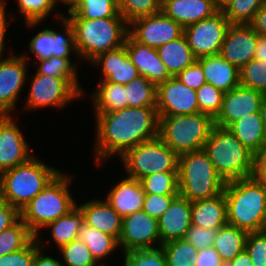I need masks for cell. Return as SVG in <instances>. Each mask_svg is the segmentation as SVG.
Instances as JSON below:
<instances>
[{"instance_id": "cell-1", "label": "cell", "mask_w": 266, "mask_h": 266, "mask_svg": "<svg viewBox=\"0 0 266 266\" xmlns=\"http://www.w3.org/2000/svg\"><path fill=\"white\" fill-rule=\"evenodd\" d=\"M94 165L105 166L128 149L158 137L159 115L156 107H125L95 113Z\"/></svg>"}, {"instance_id": "cell-2", "label": "cell", "mask_w": 266, "mask_h": 266, "mask_svg": "<svg viewBox=\"0 0 266 266\" xmlns=\"http://www.w3.org/2000/svg\"><path fill=\"white\" fill-rule=\"evenodd\" d=\"M227 224L249 232L263 231L266 189L252 176L226 182Z\"/></svg>"}, {"instance_id": "cell-3", "label": "cell", "mask_w": 266, "mask_h": 266, "mask_svg": "<svg viewBox=\"0 0 266 266\" xmlns=\"http://www.w3.org/2000/svg\"><path fill=\"white\" fill-rule=\"evenodd\" d=\"M76 175L62 170L40 193H38L21 211V219L36 236H43L42 229L66 215L78 200L70 190ZM71 186V187H70Z\"/></svg>"}, {"instance_id": "cell-4", "label": "cell", "mask_w": 266, "mask_h": 266, "mask_svg": "<svg viewBox=\"0 0 266 266\" xmlns=\"http://www.w3.org/2000/svg\"><path fill=\"white\" fill-rule=\"evenodd\" d=\"M35 154L27 162L0 174V199L21 211L62 170Z\"/></svg>"}, {"instance_id": "cell-5", "label": "cell", "mask_w": 266, "mask_h": 266, "mask_svg": "<svg viewBox=\"0 0 266 266\" xmlns=\"http://www.w3.org/2000/svg\"><path fill=\"white\" fill-rule=\"evenodd\" d=\"M68 19L74 28L77 55L86 64L102 53L123 46L128 34V23L123 17Z\"/></svg>"}, {"instance_id": "cell-6", "label": "cell", "mask_w": 266, "mask_h": 266, "mask_svg": "<svg viewBox=\"0 0 266 266\" xmlns=\"http://www.w3.org/2000/svg\"><path fill=\"white\" fill-rule=\"evenodd\" d=\"M203 150L225 182L252 176L254 154L227 128L215 125Z\"/></svg>"}, {"instance_id": "cell-7", "label": "cell", "mask_w": 266, "mask_h": 266, "mask_svg": "<svg viewBox=\"0 0 266 266\" xmlns=\"http://www.w3.org/2000/svg\"><path fill=\"white\" fill-rule=\"evenodd\" d=\"M178 179L179 195L191 202L219 195L226 185L203 149L179 155Z\"/></svg>"}, {"instance_id": "cell-8", "label": "cell", "mask_w": 266, "mask_h": 266, "mask_svg": "<svg viewBox=\"0 0 266 266\" xmlns=\"http://www.w3.org/2000/svg\"><path fill=\"white\" fill-rule=\"evenodd\" d=\"M215 126L205 113L159 116L158 137L178 155L203 149Z\"/></svg>"}, {"instance_id": "cell-9", "label": "cell", "mask_w": 266, "mask_h": 266, "mask_svg": "<svg viewBox=\"0 0 266 266\" xmlns=\"http://www.w3.org/2000/svg\"><path fill=\"white\" fill-rule=\"evenodd\" d=\"M33 76H27L26 85L29 84L27 97L21 105L22 111H38L39 109L52 108L57 111L66 109L68 104L76 99H81L86 88H82L79 79H64L63 77H53L40 75L36 71ZM30 80V81H29ZM29 82V83H28ZM24 109V110H23Z\"/></svg>"}, {"instance_id": "cell-10", "label": "cell", "mask_w": 266, "mask_h": 266, "mask_svg": "<svg viewBox=\"0 0 266 266\" xmlns=\"http://www.w3.org/2000/svg\"><path fill=\"white\" fill-rule=\"evenodd\" d=\"M119 160L125 176L139 181L153 173L178 172L179 155L159 137L128 149Z\"/></svg>"}, {"instance_id": "cell-11", "label": "cell", "mask_w": 266, "mask_h": 266, "mask_svg": "<svg viewBox=\"0 0 266 266\" xmlns=\"http://www.w3.org/2000/svg\"><path fill=\"white\" fill-rule=\"evenodd\" d=\"M57 22V25L54 26L57 28H51V26L47 27L48 24L45 25L44 22L23 23L28 31H30V29H35L36 32L38 30L35 27L40 28V30L31 37L30 41L27 42L29 43L27 45V50L31 56L26 52L21 53L28 62H31L33 58H35L32 61L34 63L37 60L48 59L52 56L79 58L75 48L74 28L72 23L66 16L59 18ZM59 23L61 24L59 27L60 29L58 28ZM40 26H42V28Z\"/></svg>"}, {"instance_id": "cell-12", "label": "cell", "mask_w": 266, "mask_h": 266, "mask_svg": "<svg viewBox=\"0 0 266 266\" xmlns=\"http://www.w3.org/2000/svg\"><path fill=\"white\" fill-rule=\"evenodd\" d=\"M11 52L12 48L8 57L0 59V115H14L18 112V101L22 98L23 88L27 86L30 64L21 54Z\"/></svg>"}, {"instance_id": "cell-13", "label": "cell", "mask_w": 266, "mask_h": 266, "mask_svg": "<svg viewBox=\"0 0 266 266\" xmlns=\"http://www.w3.org/2000/svg\"><path fill=\"white\" fill-rule=\"evenodd\" d=\"M230 22L223 11L184 27L190 49L198 59L220 53Z\"/></svg>"}, {"instance_id": "cell-14", "label": "cell", "mask_w": 266, "mask_h": 266, "mask_svg": "<svg viewBox=\"0 0 266 266\" xmlns=\"http://www.w3.org/2000/svg\"><path fill=\"white\" fill-rule=\"evenodd\" d=\"M128 34L137 42L158 49L184 34V28L162 11L142 16L128 24Z\"/></svg>"}, {"instance_id": "cell-15", "label": "cell", "mask_w": 266, "mask_h": 266, "mask_svg": "<svg viewBox=\"0 0 266 266\" xmlns=\"http://www.w3.org/2000/svg\"><path fill=\"white\" fill-rule=\"evenodd\" d=\"M18 116L0 115V174L27 162L35 155L31 143L29 145L23 129L19 127Z\"/></svg>"}, {"instance_id": "cell-16", "label": "cell", "mask_w": 266, "mask_h": 266, "mask_svg": "<svg viewBox=\"0 0 266 266\" xmlns=\"http://www.w3.org/2000/svg\"><path fill=\"white\" fill-rule=\"evenodd\" d=\"M120 251L153 249L161 246L158 219L143 210L123 217L122 233L118 240Z\"/></svg>"}, {"instance_id": "cell-17", "label": "cell", "mask_w": 266, "mask_h": 266, "mask_svg": "<svg viewBox=\"0 0 266 266\" xmlns=\"http://www.w3.org/2000/svg\"><path fill=\"white\" fill-rule=\"evenodd\" d=\"M157 112L159 116L198 113L196 90L189 88L176 77L157 85Z\"/></svg>"}, {"instance_id": "cell-18", "label": "cell", "mask_w": 266, "mask_h": 266, "mask_svg": "<svg viewBox=\"0 0 266 266\" xmlns=\"http://www.w3.org/2000/svg\"><path fill=\"white\" fill-rule=\"evenodd\" d=\"M263 93L258 90L238 86L223 95L222 108L215 118V125L228 128L243 117L260 112Z\"/></svg>"}, {"instance_id": "cell-19", "label": "cell", "mask_w": 266, "mask_h": 266, "mask_svg": "<svg viewBox=\"0 0 266 266\" xmlns=\"http://www.w3.org/2000/svg\"><path fill=\"white\" fill-rule=\"evenodd\" d=\"M257 39L249 24H230L219 54L240 70L254 59Z\"/></svg>"}, {"instance_id": "cell-20", "label": "cell", "mask_w": 266, "mask_h": 266, "mask_svg": "<svg viewBox=\"0 0 266 266\" xmlns=\"http://www.w3.org/2000/svg\"><path fill=\"white\" fill-rule=\"evenodd\" d=\"M89 66L98 67L99 79L127 85L139 76L136 66L127 55L125 46L107 51L93 59ZM101 76V77H100Z\"/></svg>"}, {"instance_id": "cell-21", "label": "cell", "mask_w": 266, "mask_h": 266, "mask_svg": "<svg viewBox=\"0 0 266 266\" xmlns=\"http://www.w3.org/2000/svg\"><path fill=\"white\" fill-rule=\"evenodd\" d=\"M124 46L127 55L136 66L139 76L146 77L156 85L172 77L161 61L157 49L135 41L129 34L126 36Z\"/></svg>"}, {"instance_id": "cell-22", "label": "cell", "mask_w": 266, "mask_h": 266, "mask_svg": "<svg viewBox=\"0 0 266 266\" xmlns=\"http://www.w3.org/2000/svg\"><path fill=\"white\" fill-rule=\"evenodd\" d=\"M191 226V201L177 195L158 219L161 244L184 238Z\"/></svg>"}, {"instance_id": "cell-23", "label": "cell", "mask_w": 266, "mask_h": 266, "mask_svg": "<svg viewBox=\"0 0 266 266\" xmlns=\"http://www.w3.org/2000/svg\"><path fill=\"white\" fill-rule=\"evenodd\" d=\"M114 183L104 197L122 218L142 210L145 192L139 180L123 175Z\"/></svg>"}, {"instance_id": "cell-24", "label": "cell", "mask_w": 266, "mask_h": 266, "mask_svg": "<svg viewBox=\"0 0 266 266\" xmlns=\"http://www.w3.org/2000/svg\"><path fill=\"white\" fill-rule=\"evenodd\" d=\"M92 199V200H91ZM90 200L76 203L84 214V222L92 228L111 235L117 240L122 233L123 218L111 207L105 198L94 197Z\"/></svg>"}, {"instance_id": "cell-25", "label": "cell", "mask_w": 266, "mask_h": 266, "mask_svg": "<svg viewBox=\"0 0 266 266\" xmlns=\"http://www.w3.org/2000/svg\"><path fill=\"white\" fill-rule=\"evenodd\" d=\"M161 11L184 28L219 10L215 0H162Z\"/></svg>"}, {"instance_id": "cell-26", "label": "cell", "mask_w": 266, "mask_h": 266, "mask_svg": "<svg viewBox=\"0 0 266 266\" xmlns=\"http://www.w3.org/2000/svg\"><path fill=\"white\" fill-rule=\"evenodd\" d=\"M201 64L206 82L226 93L240 85V70L220 54L197 59Z\"/></svg>"}, {"instance_id": "cell-27", "label": "cell", "mask_w": 266, "mask_h": 266, "mask_svg": "<svg viewBox=\"0 0 266 266\" xmlns=\"http://www.w3.org/2000/svg\"><path fill=\"white\" fill-rule=\"evenodd\" d=\"M191 224L218 230L227 224L224 192L211 198L191 202Z\"/></svg>"}, {"instance_id": "cell-28", "label": "cell", "mask_w": 266, "mask_h": 266, "mask_svg": "<svg viewBox=\"0 0 266 266\" xmlns=\"http://www.w3.org/2000/svg\"><path fill=\"white\" fill-rule=\"evenodd\" d=\"M227 129L254 155L266 147V130L260 112L233 122Z\"/></svg>"}, {"instance_id": "cell-29", "label": "cell", "mask_w": 266, "mask_h": 266, "mask_svg": "<svg viewBox=\"0 0 266 266\" xmlns=\"http://www.w3.org/2000/svg\"><path fill=\"white\" fill-rule=\"evenodd\" d=\"M96 88L89 94L94 113H106L126 107L125 85L97 80Z\"/></svg>"}, {"instance_id": "cell-30", "label": "cell", "mask_w": 266, "mask_h": 266, "mask_svg": "<svg viewBox=\"0 0 266 266\" xmlns=\"http://www.w3.org/2000/svg\"><path fill=\"white\" fill-rule=\"evenodd\" d=\"M77 239L87 245L90 253L101 266H110L106 260L108 261L111 255L112 259L113 253L120 251L118 240L115 237L92 228L86 223L78 230Z\"/></svg>"}, {"instance_id": "cell-31", "label": "cell", "mask_w": 266, "mask_h": 266, "mask_svg": "<svg viewBox=\"0 0 266 266\" xmlns=\"http://www.w3.org/2000/svg\"><path fill=\"white\" fill-rule=\"evenodd\" d=\"M157 51L172 77H176L197 60L184 34L176 40L162 45Z\"/></svg>"}, {"instance_id": "cell-32", "label": "cell", "mask_w": 266, "mask_h": 266, "mask_svg": "<svg viewBox=\"0 0 266 266\" xmlns=\"http://www.w3.org/2000/svg\"><path fill=\"white\" fill-rule=\"evenodd\" d=\"M84 214L76 205L66 215L47 224L44 228L50 231L51 241L58 249L78 238V230L84 224Z\"/></svg>"}, {"instance_id": "cell-33", "label": "cell", "mask_w": 266, "mask_h": 266, "mask_svg": "<svg viewBox=\"0 0 266 266\" xmlns=\"http://www.w3.org/2000/svg\"><path fill=\"white\" fill-rule=\"evenodd\" d=\"M248 232L226 224L217 230L213 247L225 264L245 250Z\"/></svg>"}, {"instance_id": "cell-34", "label": "cell", "mask_w": 266, "mask_h": 266, "mask_svg": "<svg viewBox=\"0 0 266 266\" xmlns=\"http://www.w3.org/2000/svg\"><path fill=\"white\" fill-rule=\"evenodd\" d=\"M17 11L23 23L46 22L51 15L57 20L66 13L59 10L57 0H16ZM54 12V13H52Z\"/></svg>"}, {"instance_id": "cell-35", "label": "cell", "mask_w": 266, "mask_h": 266, "mask_svg": "<svg viewBox=\"0 0 266 266\" xmlns=\"http://www.w3.org/2000/svg\"><path fill=\"white\" fill-rule=\"evenodd\" d=\"M126 107H156L157 85L144 76H138L125 85Z\"/></svg>"}, {"instance_id": "cell-36", "label": "cell", "mask_w": 266, "mask_h": 266, "mask_svg": "<svg viewBox=\"0 0 266 266\" xmlns=\"http://www.w3.org/2000/svg\"><path fill=\"white\" fill-rule=\"evenodd\" d=\"M66 13L65 16L67 18L122 17L118 12V6L112 0H79Z\"/></svg>"}, {"instance_id": "cell-37", "label": "cell", "mask_w": 266, "mask_h": 266, "mask_svg": "<svg viewBox=\"0 0 266 266\" xmlns=\"http://www.w3.org/2000/svg\"><path fill=\"white\" fill-rule=\"evenodd\" d=\"M79 58H61L51 57L48 59L37 60L32 66H35V71L40 75L53 77H63L64 79H79ZM73 60H75L73 62ZM78 62V64H77Z\"/></svg>"}, {"instance_id": "cell-38", "label": "cell", "mask_w": 266, "mask_h": 266, "mask_svg": "<svg viewBox=\"0 0 266 266\" xmlns=\"http://www.w3.org/2000/svg\"><path fill=\"white\" fill-rule=\"evenodd\" d=\"M34 238L35 235L20 218L0 233V256L21 250Z\"/></svg>"}, {"instance_id": "cell-39", "label": "cell", "mask_w": 266, "mask_h": 266, "mask_svg": "<svg viewBox=\"0 0 266 266\" xmlns=\"http://www.w3.org/2000/svg\"><path fill=\"white\" fill-rule=\"evenodd\" d=\"M160 247L167 266H196L198 250L185 239L169 241Z\"/></svg>"}, {"instance_id": "cell-40", "label": "cell", "mask_w": 266, "mask_h": 266, "mask_svg": "<svg viewBox=\"0 0 266 266\" xmlns=\"http://www.w3.org/2000/svg\"><path fill=\"white\" fill-rule=\"evenodd\" d=\"M140 182L145 194L179 195L178 172L153 173Z\"/></svg>"}, {"instance_id": "cell-41", "label": "cell", "mask_w": 266, "mask_h": 266, "mask_svg": "<svg viewBox=\"0 0 266 266\" xmlns=\"http://www.w3.org/2000/svg\"><path fill=\"white\" fill-rule=\"evenodd\" d=\"M58 250L60 254L58 256H61L63 266H101L81 240H73Z\"/></svg>"}, {"instance_id": "cell-42", "label": "cell", "mask_w": 266, "mask_h": 266, "mask_svg": "<svg viewBox=\"0 0 266 266\" xmlns=\"http://www.w3.org/2000/svg\"><path fill=\"white\" fill-rule=\"evenodd\" d=\"M266 0H233L222 11L231 24H249Z\"/></svg>"}, {"instance_id": "cell-43", "label": "cell", "mask_w": 266, "mask_h": 266, "mask_svg": "<svg viewBox=\"0 0 266 266\" xmlns=\"http://www.w3.org/2000/svg\"><path fill=\"white\" fill-rule=\"evenodd\" d=\"M240 86L266 92V62L252 59L240 69Z\"/></svg>"}, {"instance_id": "cell-44", "label": "cell", "mask_w": 266, "mask_h": 266, "mask_svg": "<svg viewBox=\"0 0 266 266\" xmlns=\"http://www.w3.org/2000/svg\"><path fill=\"white\" fill-rule=\"evenodd\" d=\"M161 4L162 0H124L118 12L129 24L136 18L160 12Z\"/></svg>"}, {"instance_id": "cell-45", "label": "cell", "mask_w": 266, "mask_h": 266, "mask_svg": "<svg viewBox=\"0 0 266 266\" xmlns=\"http://www.w3.org/2000/svg\"><path fill=\"white\" fill-rule=\"evenodd\" d=\"M121 255L124 256L122 266H167L161 247L131 250Z\"/></svg>"}, {"instance_id": "cell-46", "label": "cell", "mask_w": 266, "mask_h": 266, "mask_svg": "<svg viewBox=\"0 0 266 266\" xmlns=\"http://www.w3.org/2000/svg\"><path fill=\"white\" fill-rule=\"evenodd\" d=\"M199 111L213 117L220 113L224 93L211 84H204L196 90Z\"/></svg>"}, {"instance_id": "cell-47", "label": "cell", "mask_w": 266, "mask_h": 266, "mask_svg": "<svg viewBox=\"0 0 266 266\" xmlns=\"http://www.w3.org/2000/svg\"><path fill=\"white\" fill-rule=\"evenodd\" d=\"M245 250L249 254L253 266H266V232H249Z\"/></svg>"}, {"instance_id": "cell-48", "label": "cell", "mask_w": 266, "mask_h": 266, "mask_svg": "<svg viewBox=\"0 0 266 266\" xmlns=\"http://www.w3.org/2000/svg\"><path fill=\"white\" fill-rule=\"evenodd\" d=\"M40 248L36 238L19 251L0 256V266H32L36 251Z\"/></svg>"}, {"instance_id": "cell-49", "label": "cell", "mask_w": 266, "mask_h": 266, "mask_svg": "<svg viewBox=\"0 0 266 266\" xmlns=\"http://www.w3.org/2000/svg\"><path fill=\"white\" fill-rule=\"evenodd\" d=\"M216 234L217 230L191 224L183 239L192 244L197 250H201L213 246Z\"/></svg>"}, {"instance_id": "cell-50", "label": "cell", "mask_w": 266, "mask_h": 266, "mask_svg": "<svg viewBox=\"0 0 266 266\" xmlns=\"http://www.w3.org/2000/svg\"><path fill=\"white\" fill-rule=\"evenodd\" d=\"M176 196L145 194L142 210L148 215L159 219Z\"/></svg>"}, {"instance_id": "cell-51", "label": "cell", "mask_w": 266, "mask_h": 266, "mask_svg": "<svg viewBox=\"0 0 266 266\" xmlns=\"http://www.w3.org/2000/svg\"><path fill=\"white\" fill-rule=\"evenodd\" d=\"M176 78L193 90H198L207 83L201 64L197 60L181 71Z\"/></svg>"}, {"instance_id": "cell-52", "label": "cell", "mask_w": 266, "mask_h": 266, "mask_svg": "<svg viewBox=\"0 0 266 266\" xmlns=\"http://www.w3.org/2000/svg\"><path fill=\"white\" fill-rule=\"evenodd\" d=\"M40 248L36 251L32 266H63L61 258L49 255L46 251L49 244L41 235L35 236ZM43 239V240H42ZM47 252V253H46Z\"/></svg>"}, {"instance_id": "cell-53", "label": "cell", "mask_w": 266, "mask_h": 266, "mask_svg": "<svg viewBox=\"0 0 266 266\" xmlns=\"http://www.w3.org/2000/svg\"><path fill=\"white\" fill-rule=\"evenodd\" d=\"M7 3H0V59L1 58H5L4 55L7 56V54H5L6 52V43L5 41H7V32L8 29L10 27V23H14V20H16V18L18 17L17 15H8L7 13ZM12 16V17H11ZM15 16V17H14ZM9 17V18H7Z\"/></svg>"}, {"instance_id": "cell-54", "label": "cell", "mask_w": 266, "mask_h": 266, "mask_svg": "<svg viewBox=\"0 0 266 266\" xmlns=\"http://www.w3.org/2000/svg\"><path fill=\"white\" fill-rule=\"evenodd\" d=\"M20 218L18 209L0 199V233L14 225Z\"/></svg>"}, {"instance_id": "cell-55", "label": "cell", "mask_w": 266, "mask_h": 266, "mask_svg": "<svg viewBox=\"0 0 266 266\" xmlns=\"http://www.w3.org/2000/svg\"><path fill=\"white\" fill-rule=\"evenodd\" d=\"M196 266H226L213 246L198 250Z\"/></svg>"}, {"instance_id": "cell-56", "label": "cell", "mask_w": 266, "mask_h": 266, "mask_svg": "<svg viewBox=\"0 0 266 266\" xmlns=\"http://www.w3.org/2000/svg\"><path fill=\"white\" fill-rule=\"evenodd\" d=\"M252 177L266 189V147L254 155Z\"/></svg>"}, {"instance_id": "cell-57", "label": "cell", "mask_w": 266, "mask_h": 266, "mask_svg": "<svg viewBox=\"0 0 266 266\" xmlns=\"http://www.w3.org/2000/svg\"><path fill=\"white\" fill-rule=\"evenodd\" d=\"M249 25L258 35L266 37V2L256 12Z\"/></svg>"}, {"instance_id": "cell-58", "label": "cell", "mask_w": 266, "mask_h": 266, "mask_svg": "<svg viewBox=\"0 0 266 266\" xmlns=\"http://www.w3.org/2000/svg\"><path fill=\"white\" fill-rule=\"evenodd\" d=\"M226 266H253V263L247 251L243 250L234 259L227 263Z\"/></svg>"}, {"instance_id": "cell-59", "label": "cell", "mask_w": 266, "mask_h": 266, "mask_svg": "<svg viewBox=\"0 0 266 266\" xmlns=\"http://www.w3.org/2000/svg\"><path fill=\"white\" fill-rule=\"evenodd\" d=\"M254 59L266 62V37L258 35Z\"/></svg>"}, {"instance_id": "cell-60", "label": "cell", "mask_w": 266, "mask_h": 266, "mask_svg": "<svg viewBox=\"0 0 266 266\" xmlns=\"http://www.w3.org/2000/svg\"><path fill=\"white\" fill-rule=\"evenodd\" d=\"M260 114L262 118V123L264 125V128L266 130V92H263L262 100H261V106H260Z\"/></svg>"}, {"instance_id": "cell-61", "label": "cell", "mask_w": 266, "mask_h": 266, "mask_svg": "<svg viewBox=\"0 0 266 266\" xmlns=\"http://www.w3.org/2000/svg\"><path fill=\"white\" fill-rule=\"evenodd\" d=\"M79 0H57L59 5H63L64 8L66 7V11L72 9V7L78 2Z\"/></svg>"}, {"instance_id": "cell-62", "label": "cell", "mask_w": 266, "mask_h": 266, "mask_svg": "<svg viewBox=\"0 0 266 266\" xmlns=\"http://www.w3.org/2000/svg\"><path fill=\"white\" fill-rule=\"evenodd\" d=\"M233 0H215V4L218 10L222 11Z\"/></svg>"}, {"instance_id": "cell-63", "label": "cell", "mask_w": 266, "mask_h": 266, "mask_svg": "<svg viewBox=\"0 0 266 266\" xmlns=\"http://www.w3.org/2000/svg\"><path fill=\"white\" fill-rule=\"evenodd\" d=\"M112 1L119 7L124 0H112Z\"/></svg>"}, {"instance_id": "cell-64", "label": "cell", "mask_w": 266, "mask_h": 266, "mask_svg": "<svg viewBox=\"0 0 266 266\" xmlns=\"http://www.w3.org/2000/svg\"><path fill=\"white\" fill-rule=\"evenodd\" d=\"M263 231L266 232V220H265V223H264V226H263Z\"/></svg>"}, {"instance_id": "cell-65", "label": "cell", "mask_w": 266, "mask_h": 266, "mask_svg": "<svg viewBox=\"0 0 266 266\" xmlns=\"http://www.w3.org/2000/svg\"><path fill=\"white\" fill-rule=\"evenodd\" d=\"M7 1V2H6ZM9 0H0V3H8Z\"/></svg>"}]
</instances>
